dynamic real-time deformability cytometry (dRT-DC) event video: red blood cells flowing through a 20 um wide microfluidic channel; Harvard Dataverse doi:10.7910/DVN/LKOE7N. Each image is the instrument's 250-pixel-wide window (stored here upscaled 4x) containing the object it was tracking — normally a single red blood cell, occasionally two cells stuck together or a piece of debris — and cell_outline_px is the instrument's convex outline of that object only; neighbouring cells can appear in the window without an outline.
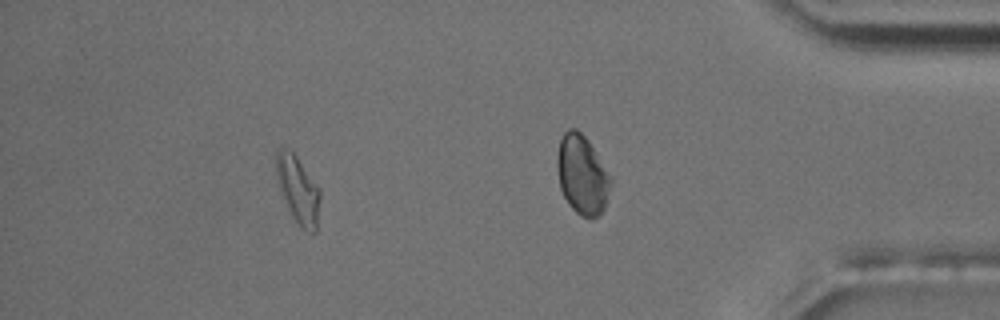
{"species": "common noctule bat (a hibernating species)", "species_latin": "Nyctalus noctula", "temperature_condition": "room temperature", "stored_images_in_passage": 44, "camera_frame_rate_fps": 3000, "um_per_image_px": 0.085, "animal": {"sex": "male", "body_mass_g": 17.5, "forearm_length_mm": 52.3}, "frame": {"image": 1, "passage_image": 38, "time_ms": 12.333, "image_size_px": [1000, 320], "cell_outline_px": [[320, 200], [316, 232], [312, 232], [304, 228], [296, 220], [280, 188], [276, 176], [276, 148], [284, 148], [292, 152], [296, 156], [320, 192]], "centroid_in_image_um": [25.33, 16.08], "position_along_channel_um": 409.9, "area_um2": 16.18}, "authors_computed_cell_mechanics": {"area_um2": 24.6806, "velocity_mm_per_s": 3.5982, "shape_relaxation_time_tau1_ms": 3.8214, "shape_relaxation_time_tau2_ms": null, "deformation_change_tau1": 0.0956, "deformation_change_tau2": null}}